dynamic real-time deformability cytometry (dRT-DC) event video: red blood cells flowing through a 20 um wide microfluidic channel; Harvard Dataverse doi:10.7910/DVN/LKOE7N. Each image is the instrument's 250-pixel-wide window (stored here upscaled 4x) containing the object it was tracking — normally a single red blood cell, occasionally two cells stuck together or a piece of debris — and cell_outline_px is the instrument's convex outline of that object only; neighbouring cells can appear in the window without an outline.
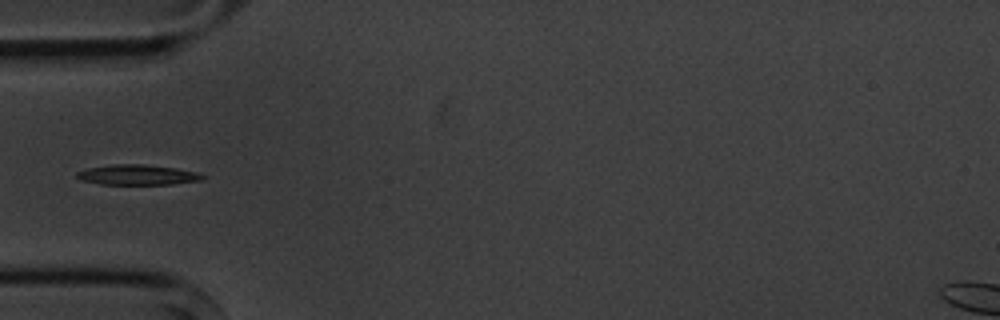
{"species": "common noctule bat (a hibernating species)", "species_latin": "Nyctalus noctula", "temperature_condition": "cold", "stored_images_in_passage": 8, "segment_of_instrument_passage": [2, 2], "camera_frame_rate_fps": 3000, "um_per_image_px": 0.085, "animal": {"sex": "male", "body_mass_g": 20.1, "forearm_length_mm": 53.5}, "frame": {"image": 1, "passage_image": 6, "time_ms": 5.667, "image_size_px": [1000, 320], "cell_outline_px": [[204, 176], [200, 180], [172, 184], [100, 184], [80, 180], [76, 176], [76, 172], [88, 168], [112, 164], [144, 164], [176, 168], [196, 172]], "centroid_in_image_um": [11.63, 14.85], "position_along_channel_um": 73.4, "area_um2": 14.68}}
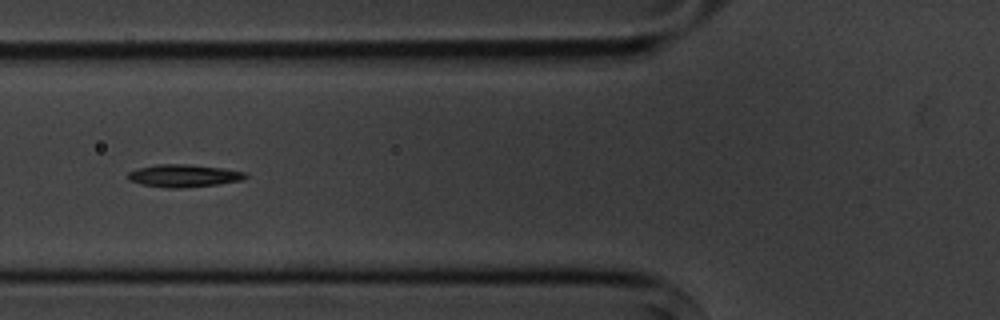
{"frame": {"image": 2, "passage_image": 7, "time_ms": 6.667, "image_size_px": [1000, 320], "cell_outline_px": [[248, 176], [240, 180], [216, 184], [180, 188], [164, 188], [140, 184], [128, 180], [128, 172], [140, 168], [156, 164], [184, 164], [220, 168], [244, 172]], "centroid_in_image_um": [15.55, 14.94], "position_along_channel_um": 110.3, "area_um2": 15.2}}
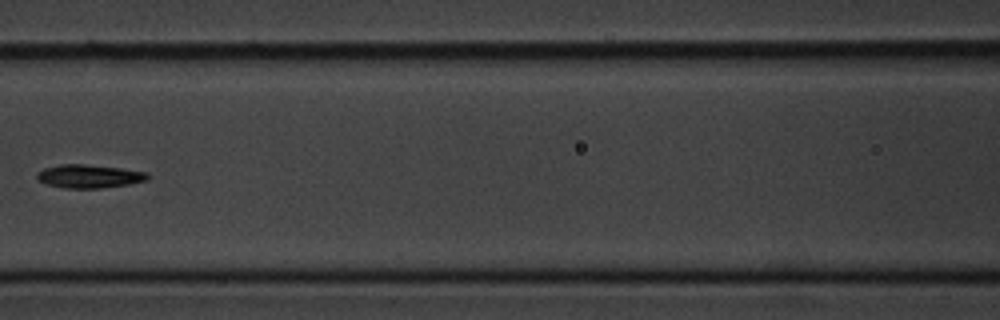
{"frame": {"image": 3, "passage_image": 8, "time_ms": 8.0, "image_size_px": [1000, 320], "cell_outline_px": [[148, 180], [128, 184], [100, 188], [64, 188], [48, 184], [36, 180], [36, 172], [44, 168], [60, 164], [84, 164], [120, 168], [148, 172]], "centroid_in_image_um": [7.54, 14.98], "position_along_channel_um": 159.1, "area_um2": 15.09}}